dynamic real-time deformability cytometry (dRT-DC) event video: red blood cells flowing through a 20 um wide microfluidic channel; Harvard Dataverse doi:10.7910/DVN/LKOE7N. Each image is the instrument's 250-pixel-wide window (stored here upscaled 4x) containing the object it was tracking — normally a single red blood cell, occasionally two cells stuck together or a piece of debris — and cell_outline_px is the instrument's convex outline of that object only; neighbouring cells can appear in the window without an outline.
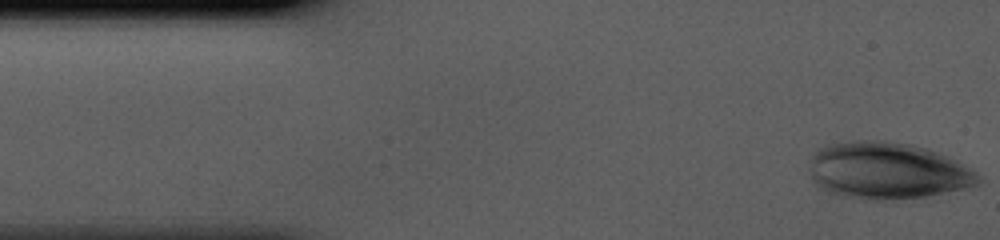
{"species": "human", "species_latin": "Homo sapiens", "temperature_condition": "cold", "stored_images_in_passage": 37, "camera_frame_rate_fps": 3000, "um_per_image_px": 0.085, "donor": {"sex": "male"}, "frame": {"image": 1, "passage_image": 1, "time_ms": 0.0, "image_size_px": [1000, 240], "cell_outline_px": [[980, 180], [976, 184], [964, 188], [924, 196], [868, 200], [864, 200], [844, 196], [820, 188], [812, 180], [808, 172], [808, 168], [812, 156], [824, 144], [852, 140], [888, 140], [912, 144], [928, 148], [948, 156], [972, 168], [980, 176]], "centroid_in_image_um": [75.38, 14.47], "position_along_channel_um": 9.6, "area_um2": 56.07}}
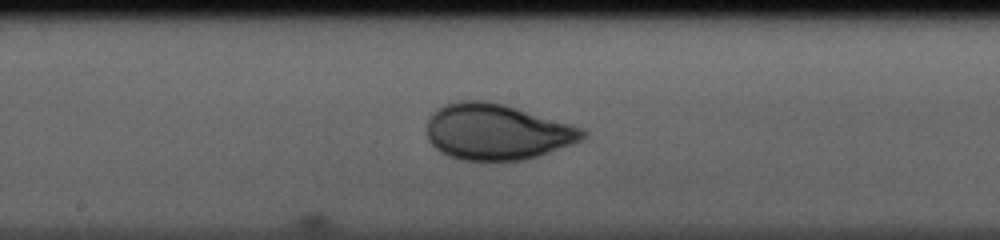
{"frame": {"image": 2, "passage_image": 21, "time_ms": 6.667, "image_size_px": [1000, 240], "cell_outline_px": [[588, 132], [580, 140], [548, 152], [524, 160], [460, 160], [448, 156], [440, 152], [428, 140], [428, 120], [440, 108], [448, 104], [460, 100], [484, 100], [504, 104], [584, 128]], "centroid_in_image_um": [42.23, 11.21], "position_along_channel_um": 206.0, "area_um2": 50.17}}
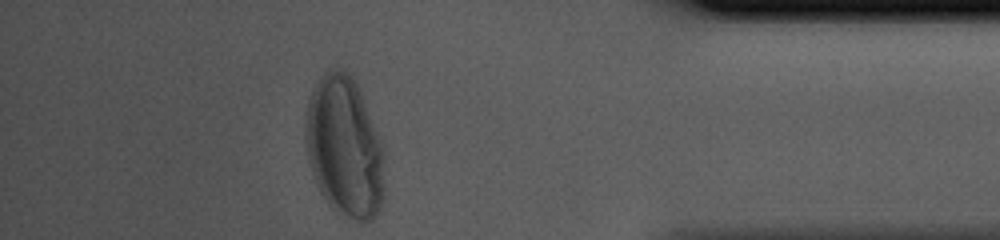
{"frame": {"image": 3, "passage_image": 37, "time_ms": 12.0, "image_size_px": [1000, 240], "cell_outline_px": [[384, 196], [380, 208], [376, 216], [368, 224], [360, 224], [340, 216], [332, 208], [320, 192], [312, 172], [308, 160], [304, 128], [308, 100], [312, 88], [316, 80], [328, 68], [344, 68], [356, 80], [380, 140], [384, 152]], "centroid_in_image_um": [29.28, 12.52], "position_along_channel_um": 405.9, "area_um2": 66.07}}